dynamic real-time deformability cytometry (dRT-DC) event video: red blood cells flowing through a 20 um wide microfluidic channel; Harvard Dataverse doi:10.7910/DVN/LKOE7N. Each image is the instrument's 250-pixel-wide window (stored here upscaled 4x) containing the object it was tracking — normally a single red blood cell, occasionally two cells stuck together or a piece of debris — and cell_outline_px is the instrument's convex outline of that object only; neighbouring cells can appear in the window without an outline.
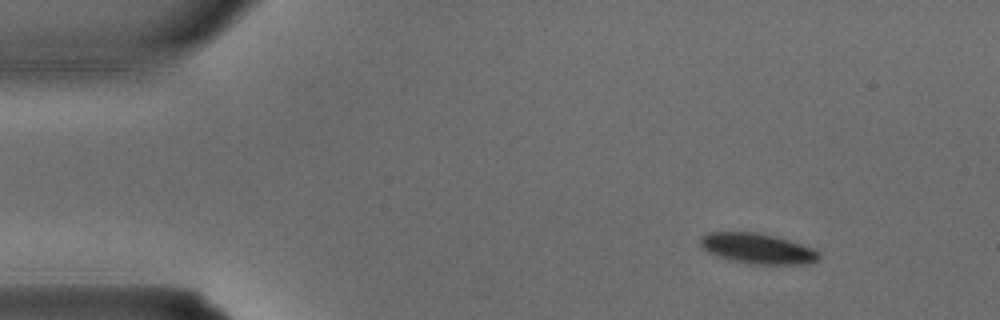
{"species": "common noctule bat (a hibernating species)", "species_latin": "Nyctalus noctula", "temperature_condition": "warm", "stored_images_in_passage": 3, "camera_frame_rate_fps": 3000, "um_per_image_px": 0.085, "animal": {"sex": "male", "body_mass_g": 15.6}, "frame": {"image": 1, "passage_image": 1, "time_ms": 0.0, "image_size_px": [1000, 320], "cell_outline_px": [[820, 260], [808, 264], [756, 264], [736, 260], [720, 256], [708, 252], [700, 244], [700, 240], [708, 232], [756, 232], [776, 236], [812, 248], [820, 252]], "centroid_in_image_um": [64.45, 21.12], "position_along_channel_um": 20.5, "area_um2": 20.63}}